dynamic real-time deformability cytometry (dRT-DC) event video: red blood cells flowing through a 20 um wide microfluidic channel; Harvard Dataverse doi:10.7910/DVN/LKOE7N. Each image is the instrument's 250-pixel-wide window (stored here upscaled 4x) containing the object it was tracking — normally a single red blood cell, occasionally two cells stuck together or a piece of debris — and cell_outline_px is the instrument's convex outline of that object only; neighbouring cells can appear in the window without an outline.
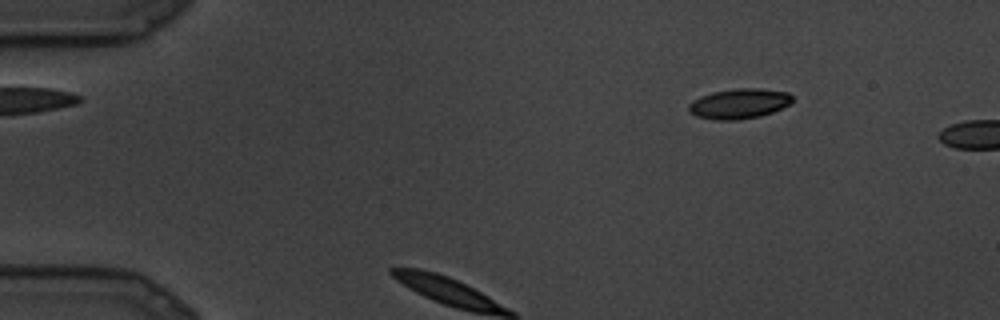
{"species": "common noctule bat (a hibernating species)", "species_latin": "Nyctalus noctula", "temperature_condition": "cold", "stored_images_in_passage": 12, "segment_of_instrument_passage": [1, 2], "camera_frame_rate_fps": 3000, "um_per_image_px": 0.085, "animal": {"sex": "male", "body_mass_g": 19.5, "forearm_length_mm": 54.6}, "frame": {"image": 1, "passage_image": 3, "time_ms": 0.667, "image_size_px": [1000, 320], "cell_outline_px": [[792, 100], [788, 104], [772, 112], [760, 116], [736, 120], [716, 120], [696, 116], [688, 112], [688, 104], [692, 100], [700, 96], [712, 92], [736, 88], [760, 88], [788, 92], [792, 96]], "centroid_in_image_um": [62.78, 8.8], "position_along_channel_um": 22.2, "area_um2": 18.21}}
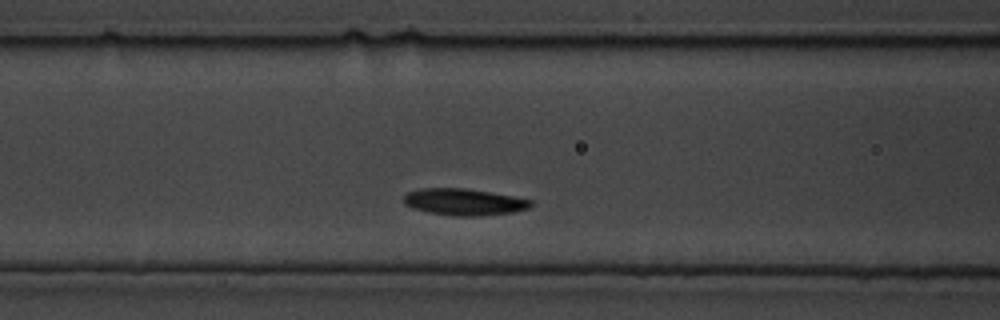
{"frame": {"image": 2, "passage_image": 7, "time_ms": 2.0, "image_size_px": [1000, 320], "cell_outline_px": [[532, 204], [528, 208], [512, 212], [480, 216], [452, 216], [428, 212], [412, 208], [404, 204], [404, 196], [408, 192], [420, 188], [464, 188], [512, 196], [532, 200]], "centroid_in_image_um": [39.4, 17.17], "position_along_channel_um": 127.2, "area_um2": 19.65}}
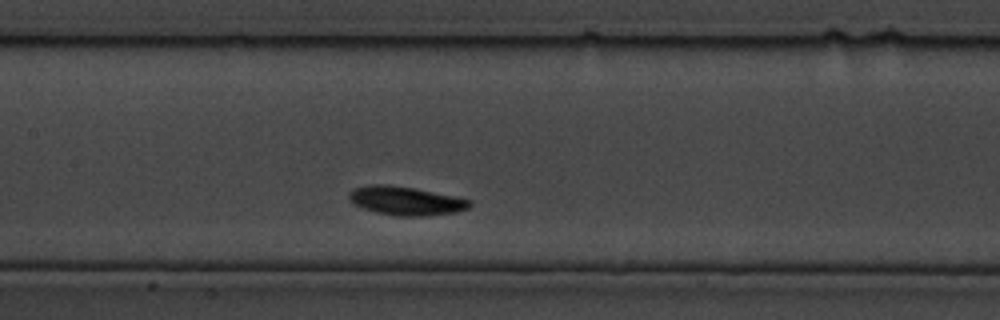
{"frame": {"image": 3, "passage_image": 9, "time_ms": 2.667, "image_size_px": [1000, 320], "cell_outline_px": [[472, 204], [468, 208], [456, 212], [424, 216], [396, 216], [376, 212], [352, 204], [348, 200], [348, 192], [352, 188], [372, 184], [388, 184], [412, 188], [456, 196], [472, 200]], "centroid_in_image_um": [34.46, 17.06], "position_along_channel_um": 172.9, "area_um2": 20.35}}